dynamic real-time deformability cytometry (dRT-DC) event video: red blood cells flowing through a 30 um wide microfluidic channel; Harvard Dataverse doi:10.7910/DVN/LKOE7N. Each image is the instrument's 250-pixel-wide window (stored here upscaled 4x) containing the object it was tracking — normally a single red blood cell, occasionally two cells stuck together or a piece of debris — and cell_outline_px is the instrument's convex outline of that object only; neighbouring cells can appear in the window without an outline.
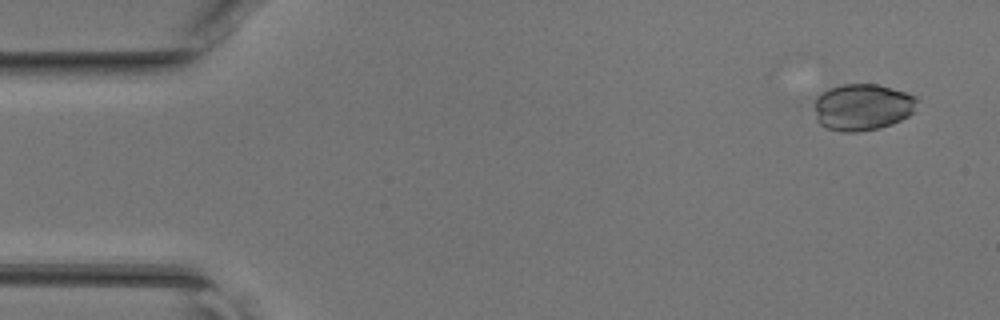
{"species": "common noctule bat (a hibernating species)", "species_latin": "Nyctalus noctula", "temperature_condition": "room temperature", "stored_images_in_passage": 26, "camera_frame_rate_fps": 3000, "um_per_image_px": 0.085, "animal": {"sex": "female", "body_mass_g": 17.0, "forearm_length_mm": 48.0}, "frame": {"image": 1, "passage_image": 3, "time_ms": 0.667, "image_size_px": [1000, 320], "cell_outline_px": [[916, 100], [912, 112], [908, 116], [892, 124], [880, 128], [856, 132], [840, 132], [824, 128], [816, 120], [816, 96], [820, 92], [828, 88], [844, 84], [876, 84], [904, 92], [916, 96]], "centroid_in_image_um": [73.26, 9.11], "position_along_channel_um": 11.7, "area_um2": 27.92}}
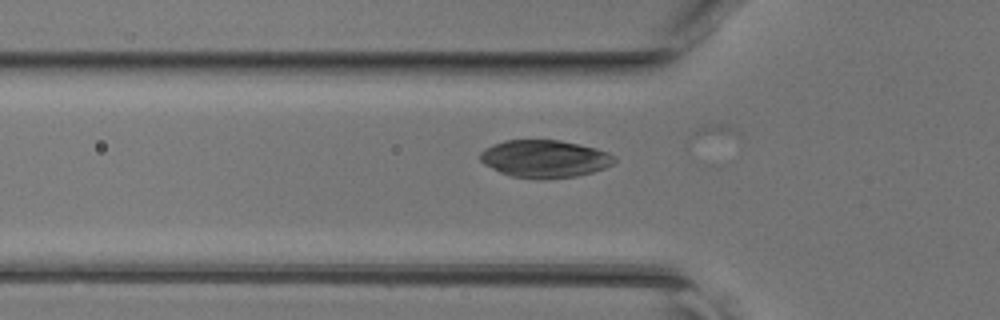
{"frame": {"image": 2, "passage_image": 16, "time_ms": 5.0, "image_size_px": [1000, 320], "cell_outline_px": [[616, 160], [612, 164], [604, 168], [592, 172], [576, 176], [544, 180], [540, 180], [512, 176], [500, 172], [484, 164], [480, 160], [480, 152], [492, 144], [504, 140], [560, 140], [580, 144], [596, 148], [608, 152], [616, 156]], "centroid_in_image_um": [46.3, 13.5], "position_along_channel_um": 79.5, "area_um2": 29.59}}
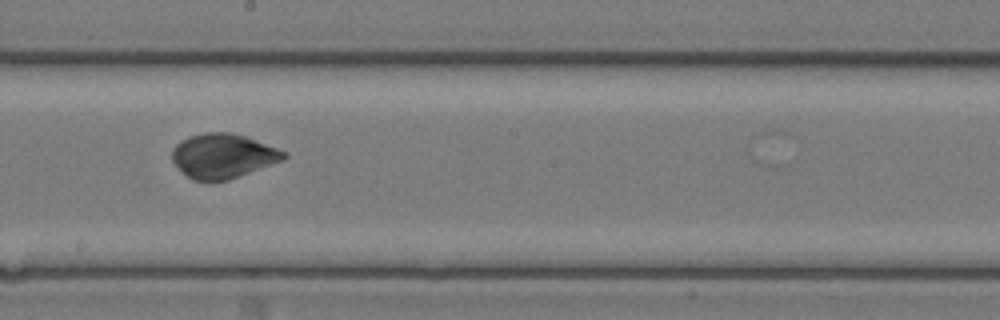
{"frame": {"image": 3, "passage_image": 26, "time_ms": 8.333, "image_size_px": [1000, 320], "cell_outline_px": [[288, 156], [284, 160], [228, 180], [192, 180], [172, 160], [172, 148], [180, 140], [204, 132], [232, 132], [244, 136], [288, 152]], "centroid_in_image_um": [18.97, 13.24], "position_along_channel_um": 229.2, "area_um2": 28.73}}